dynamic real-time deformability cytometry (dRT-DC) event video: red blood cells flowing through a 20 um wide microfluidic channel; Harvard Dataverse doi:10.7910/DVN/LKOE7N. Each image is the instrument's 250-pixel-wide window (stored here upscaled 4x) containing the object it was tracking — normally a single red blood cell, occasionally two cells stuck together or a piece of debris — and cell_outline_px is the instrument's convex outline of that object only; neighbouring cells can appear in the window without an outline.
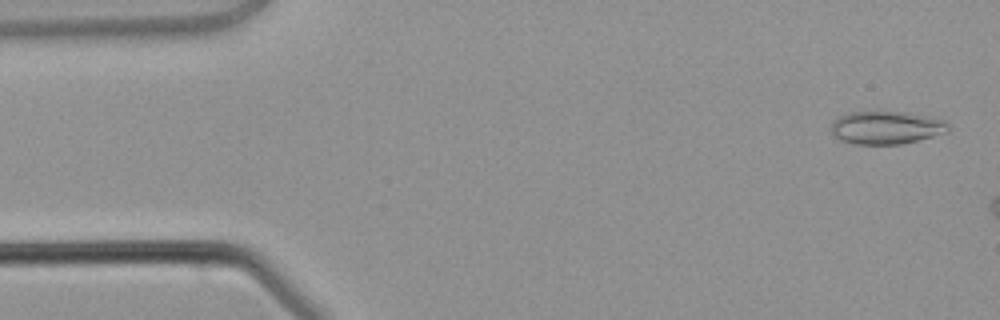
{"species": "common noctule bat (a hibernating species)", "species_latin": "Nyctalus noctula", "temperature_condition": "warm", "stored_images_in_passage": 5, "camera_frame_rate_fps": 3000, "um_per_image_px": 0.085, "animal": {"sex": "male", "body_mass_g": 21.5, "forearm_length_mm": 52.0}, "frame": {"image": 1, "passage_image": 1, "time_ms": 0.0, "image_size_px": [1000, 320], "cell_outline_px": [[948, 132], [900, 144], [852, 144], [840, 140], [832, 132], [832, 124], [840, 116], [848, 112], [876, 108], [908, 112], [944, 120], [948, 124]], "centroid_in_image_um": [75.3, 10.79], "position_along_channel_um": 9.7, "area_um2": 23.06}}